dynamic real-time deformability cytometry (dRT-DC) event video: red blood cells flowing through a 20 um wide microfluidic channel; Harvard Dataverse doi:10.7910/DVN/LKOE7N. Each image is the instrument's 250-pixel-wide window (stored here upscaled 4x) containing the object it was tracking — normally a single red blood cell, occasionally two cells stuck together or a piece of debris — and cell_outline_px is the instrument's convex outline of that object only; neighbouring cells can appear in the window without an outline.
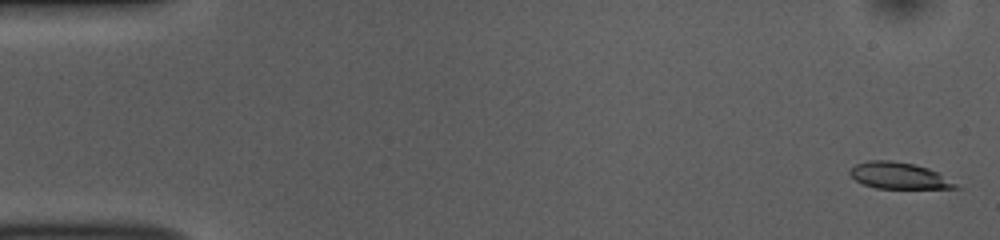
{"species": "common noctule bat (a hibernating species)", "species_latin": "Nyctalus noctula", "temperature_condition": "room temperature", "stored_images_in_passage": 52, "camera_frame_rate_fps": 3000, "um_per_image_px": 0.085, "animal": {"sex": "female", "body_mass_g": 10.0, "forearm_length_mm": 53.1}, "frame": {"image": 1, "passage_image": 1, "time_ms": 0.0, "image_size_px": [1000, 240], "cell_outline_px": [[964, 188], [876, 188], [864, 184], [856, 180], [848, 172], [848, 168], [856, 164], [868, 160], [892, 160], [912, 164], [928, 168], [936, 172]], "centroid_in_image_um": [76.36, 14.92], "position_along_channel_um": 8.6, "area_um2": 16.13}}
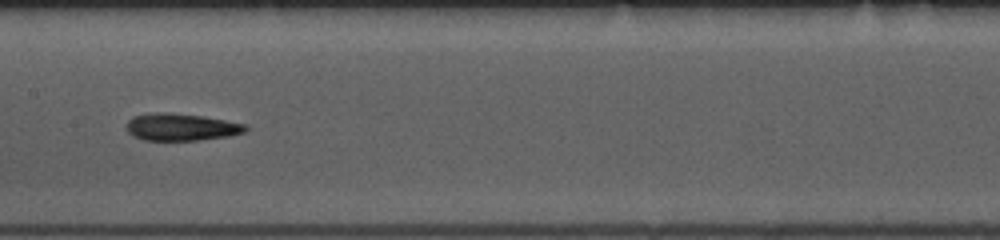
{"frame": {"image": 2, "passage_image": 26, "time_ms": 8.333, "image_size_px": [1000, 240], "cell_outline_px": [[248, 128], [244, 132], [228, 136], [196, 140], [144, 140], [132, 136], [128, 132], [128, 120], [132, 116], [160, 112], [164, 112], [200, 116], [248, 124]], "centroid_in_image_um": [15.4, 10.8], "position_along_channel_um": 192.0, "area_um2": 18.61}}
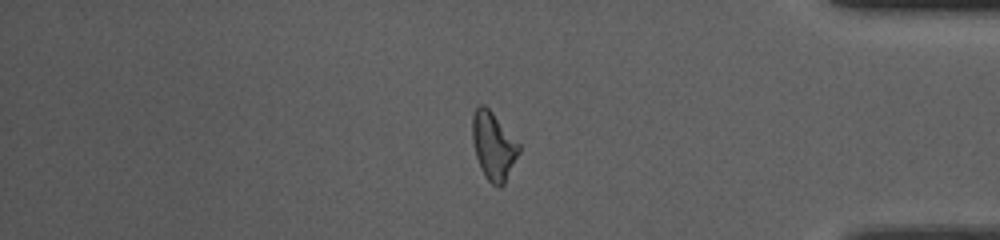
{"frame": {"image": 3, "passage_image": 44, "time_ms": 14.333, "image_size_px": [1000, 240], "cell_outline_px": [[520, 152], [504, 184], [500, 188], [492, 184], [484, 176], [480, 168], [476, 156], [472, 140], [472, 116], [476, 108], [480, 104], [484, 104], [492, 112], [520, 144]], "centroid_in_image_um": [41.94, 12.42], "position_along_channel_um": 393.3, "area_um2": 18.44}, "authors_computed_cell_mechanics": {"area_um2": 18.1203, "velocity_mm_per_s": 3.7957, "shape_relaxation_time_tau1_ms": 4.7344, "shape_relaxation_time_tau2_ms": 5.5833, "deformation_change_tau1": 0.1963, "deformation_change_tau2": 0.1555}}